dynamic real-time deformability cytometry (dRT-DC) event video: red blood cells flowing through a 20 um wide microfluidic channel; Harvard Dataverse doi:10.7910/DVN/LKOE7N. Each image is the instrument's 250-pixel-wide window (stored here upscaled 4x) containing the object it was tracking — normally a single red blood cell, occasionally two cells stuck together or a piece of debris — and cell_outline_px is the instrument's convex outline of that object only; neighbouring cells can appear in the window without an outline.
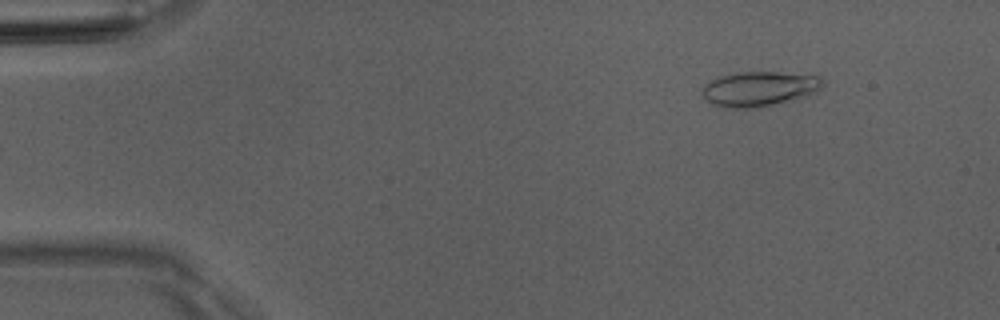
{"species": "Egyptian fruit bat (a non-hibernating species)", "species_latin": "Rousettus aegyptiacus", "temperature_condition": "room temperature", "stored_images_in_passage": 14, "camera_frame_rate_fps": 3000, "um_per_image_px": 0.085, "animal": {"sex": "male"}, "frame": {"image": 1, "passage_image": 7, "time_ms": 2.0, "image_size_px": [1000, 320], "cell_outline_px": [[824, 84], [816, 92], [800, 100], [748, 108], [720, 108], [712, 104], [700, 92], [700, 88], [704, 84], [720, 76], [740, 72], [776, 72], [816, 76]], "centroid_in_image_um": [64.5, 7.57], "position_along_channel_um": 20.5, "area_um2": 24.57}}